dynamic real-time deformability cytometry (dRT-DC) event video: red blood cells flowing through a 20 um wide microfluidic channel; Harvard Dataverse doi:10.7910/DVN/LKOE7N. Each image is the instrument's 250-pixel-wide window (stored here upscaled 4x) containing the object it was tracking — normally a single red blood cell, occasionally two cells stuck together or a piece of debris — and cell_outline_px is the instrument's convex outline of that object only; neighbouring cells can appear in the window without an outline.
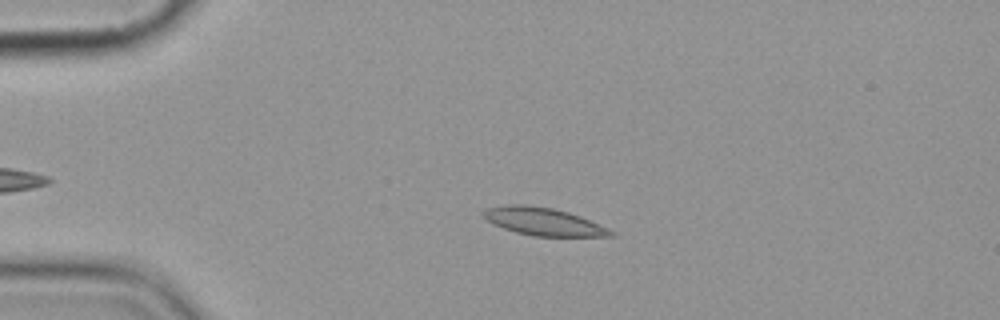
{"species": "common noctule bat (a hibernating species)", "species_latin": "Nyctalus noctula", "temperature_condition": "cold", "stored_images_in_passage": 3, "camera_frame_rate_fps": 3000, "um_per_image_px": 0.085, "animal": {"sex": "female", "body_mass_g": 19.9}, "frame": {"image": 1, "passage_image": 2, "time_ms": 1.333, "image_size_px": [1000, 320], "cell_outline_px": [[616, 236], [532, 236], [516, 232], [492, 224], [480, 212], [484, 208], [508, 204], [524, 204], [552, 208], [568, 212], [580, 216], [608, 228], [616, 232]], "centroid_in_image_um": [46.17, 18.83], "position_along_channel_um": 38.8, "area_um2": 20.63}}